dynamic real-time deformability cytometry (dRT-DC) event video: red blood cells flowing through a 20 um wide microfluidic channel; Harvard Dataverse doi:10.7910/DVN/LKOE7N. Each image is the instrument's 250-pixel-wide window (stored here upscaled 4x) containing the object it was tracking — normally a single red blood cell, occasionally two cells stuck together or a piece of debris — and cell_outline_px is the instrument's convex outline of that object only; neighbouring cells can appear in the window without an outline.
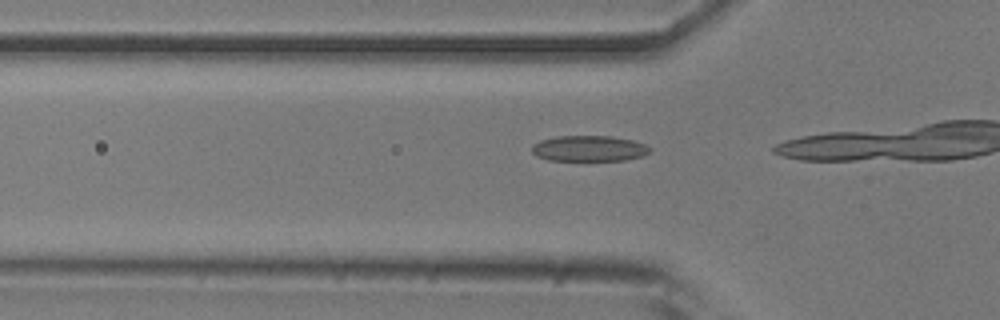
{"species": "common noctule bat (a hibernating species)", "species_latin": "Nyctalus noctula", "temperature_condition": "room temperature", "stored_images_in_passage": 7, "camera_frame_rate_fps": 3000, "um_per_image_px": 0.085, "animal": {"sex": "male", "body_mass_g": 20.5, "forearm_length_mm": 52.5}, "frame": {"image": 1, "passage_image": 5, "time_ms": 1.333, "image_size_px": [1000, 320], "cell_outline_px": [[652, 148], [644, 156], [624, 160], [548, 160], [536, 156], [532, 152], [532, 144], [540, 140], [556, 136], [612, 136], [632, 140], [644, 144]], "centroid_in_image_um": [50.05, 12.61], "position_along_channel_um": 75.7, "area_um2": 17.74}}